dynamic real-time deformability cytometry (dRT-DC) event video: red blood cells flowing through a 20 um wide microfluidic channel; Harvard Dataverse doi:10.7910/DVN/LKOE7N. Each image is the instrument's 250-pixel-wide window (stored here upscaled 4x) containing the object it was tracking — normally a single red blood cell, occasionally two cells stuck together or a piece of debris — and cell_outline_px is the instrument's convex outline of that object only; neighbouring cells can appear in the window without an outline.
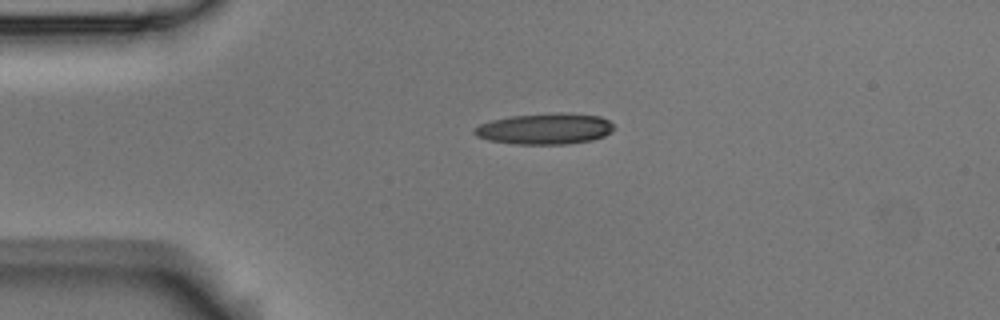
{"species": "Egyptian fruit bat (a non-hibernating species)", "species_latin": "Rousettus aegyptiacus", "temperature_condition": "room temperature", "stored_images_in_passage": 2, "camera_frame_rate_fps": 3000, "um_per_image_px": 0.085, "animal": {"sex": "male"}, "frame": {"image": 1, "passage_image": 1, "time_ms": 0.0, "image_size_px": [1000, 320], "cell_outline_px": [[616, 128], [612, 132], [604, 136], [592, 140], [568, 144], [516, 144], [488, 140], [476, 136], [472, 132], [472, 128], [480, 124], [492, 120], [512, 116], [556, 112], [568, 112], [600, 116], [608, 120]], "centroid_in_image_um": [46.34, 10.94], "position_along_channel_um": 38.7, "area_um2": 25.55}}
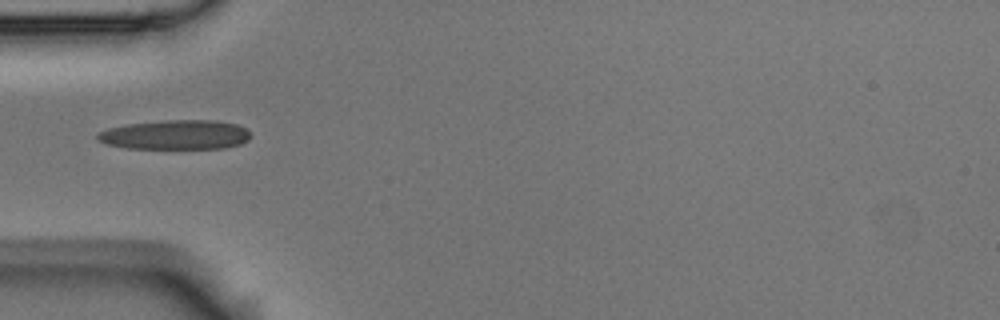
{"frame": {"image": 2, "passage_image": 2, "time_ms": 0.333, "image_size_px": [1000, 320], "cell_outline_px": [[252, 136], [248, 140], [240, 144], [224, 148], [124, 148], [108, 144], [96, 140], [96, 136], [100, 132], [108, 128], [128, 124], [164, 120], [216, 120], [236, 124], [244, 128]], "centroid_in_image_um": [14.92, 11.45], "position_along_channel_um": 70.1, "area_um2": 26.24}}